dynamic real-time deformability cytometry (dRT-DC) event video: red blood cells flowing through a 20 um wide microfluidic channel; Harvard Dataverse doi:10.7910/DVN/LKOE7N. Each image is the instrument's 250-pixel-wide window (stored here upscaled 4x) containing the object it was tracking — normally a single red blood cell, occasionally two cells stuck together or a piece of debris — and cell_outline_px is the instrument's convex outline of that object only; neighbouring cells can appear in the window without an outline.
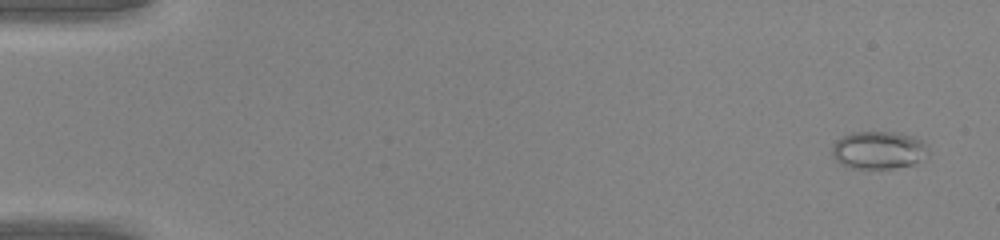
{"species": "common noctule bat (a hibernating species)", "species_latin": "Nyctalus noctula", "temperature_condition": "warm", "stored_images_in_passage": 47, "camera_frame_rate_fps": 3000, "um_per_image_px": 0.085, "animal": {"sex": "male", "body_mass_g": 20.0, "forearm_length_mm": 53.3}, "frame": {"image": 1, "passage_image": 3, "time_ms": 0.667, "image_size_px": [1000, 240], "cell_outline_px": [[928, 152], [916, 164], [892, 168], [852, 168], [840, 164], [832, 156], [832, 144], [836, 140], [852, 132], [900, 132], [924, 140], [928, 144]], "centroid_in_image_um": [74.69, 12.75], "position_along_channel_um": 10.3, "area_um2": 21.39}}
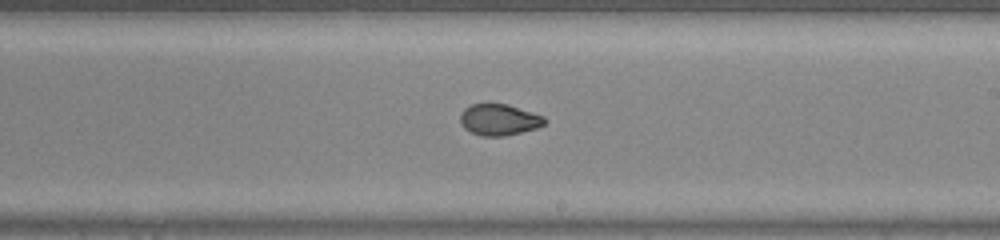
{"frame": {"image": 2, "passage_image": 29, "time_ms": 9.333, "image_size_px": [1000, 240], "cell_outline_px": [[548, 120], [544, 124], [536, 128], [504, 136], [480, 136], [464, 128], [460, 124], [460, 112], [464, 108], [472, 104], [508, 104], [544, 116]], "centroid_in_image_um": [42.41, 10.17], "position_along_channel_um": 246.6, "area_um2": 15.43}}
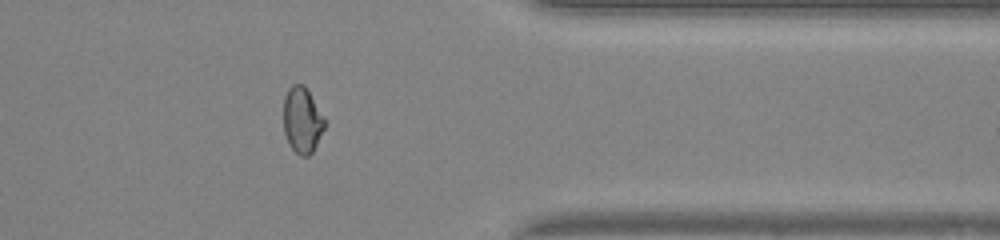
{"frame": {"image": 3, "passage_image": 39, "time_ms": 12.667, "image_size_px": [1000, 240], "cell_outline_px": [[328, 124], [312, 152], [308, 156], [300, 156], [288, 144], [284, 132], [284, 96], [288, 88], [292, 84], [304, 84], [324, 116]], "centroid_in_image_um": [25.71, 10.21], "position_along_channel_um": 385.7, "area_um2": 16.07}}